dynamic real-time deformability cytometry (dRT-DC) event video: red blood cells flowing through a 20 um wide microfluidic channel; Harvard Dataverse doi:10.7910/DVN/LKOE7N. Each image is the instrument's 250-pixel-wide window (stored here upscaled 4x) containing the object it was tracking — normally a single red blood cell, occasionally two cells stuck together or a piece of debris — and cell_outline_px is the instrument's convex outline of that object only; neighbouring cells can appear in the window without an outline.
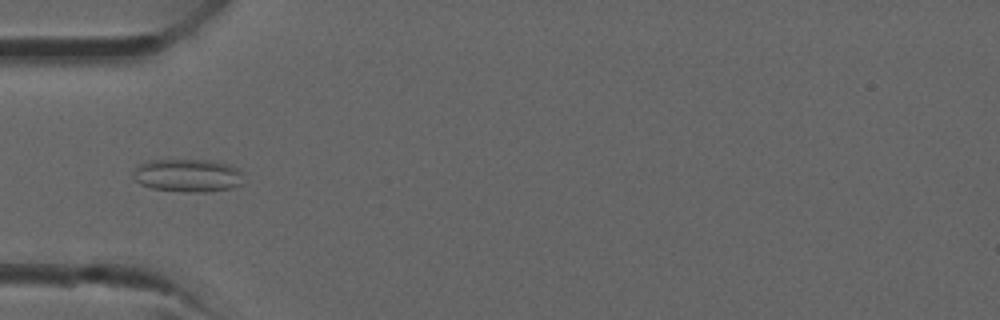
{"species": "common noctule bat (a hibernating species)", "species_latin": "Nyctalus noctula", "temperature_condition": "room temperature", "stored_images_in_passage": 36, "camera_frame_rate_fps": 3000, "um_per_image_px": 0.085, "animal": {"sex": "male", "forearm_length_mm": 52.5}, "frame": {"image": 1, "passage_image": 11, "time_ms": 3.333, "image_size_px": [1000, 320], "cell_outline_px": [[244, 184], [232, 188], [204, 192], [184, 192], [152, 188], [140, 184], [132, 176], [132, 172], [140, 164], [148, 160], [208, 160], [228, 164], [240, 168]], "centroid_in_image_um": [15.98, 14.91], "position_along_channel_um": 69.0, "area_um2": 21.44}}